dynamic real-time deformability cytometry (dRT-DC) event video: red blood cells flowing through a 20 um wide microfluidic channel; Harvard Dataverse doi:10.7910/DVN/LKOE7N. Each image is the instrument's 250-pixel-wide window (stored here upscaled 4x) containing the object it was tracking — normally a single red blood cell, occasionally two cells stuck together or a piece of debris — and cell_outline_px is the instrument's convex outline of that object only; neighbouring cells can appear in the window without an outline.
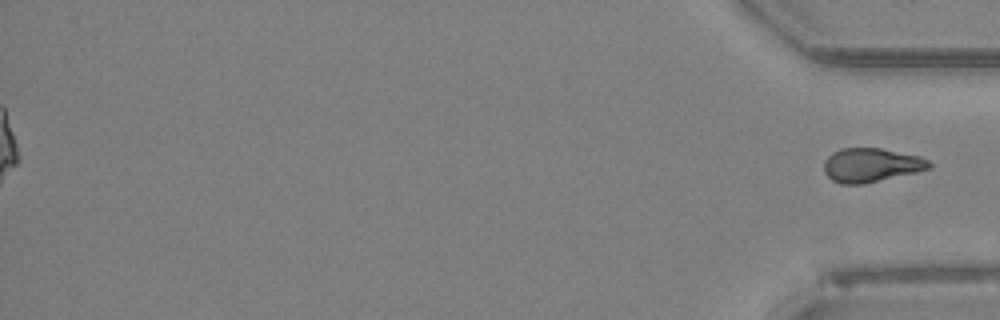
{"species": "Egyptian fruit bat (a non-hibernating species)", "species_latin": "Rousettus aegyptiacus", "temperature_condition": "room temperature", "stored_images_in_passage": 51, "segment_of_instrument_passage": [2, 2], "camera_frame_rate_fps": 3000, "um_per_image_px": 0.085, "animal": {"sex": "female"}, "frame": {"image": 1, "passage_image": 51, "time_ms": 16.667, "image_size_px": [1000, 320], "cell_outline_px": [[932, 168], [916, 172], [864, 184], [840, 184], [832, 180], [824, 172], [824, 160], [832, 152], [840, 148], [880, 148], [920, 156], [928, 160], [932, 164]], "centroid_in_image_um": [74.04, 14.03], "position_along_channel_um": 361.2, "area_um2": 20.92}}